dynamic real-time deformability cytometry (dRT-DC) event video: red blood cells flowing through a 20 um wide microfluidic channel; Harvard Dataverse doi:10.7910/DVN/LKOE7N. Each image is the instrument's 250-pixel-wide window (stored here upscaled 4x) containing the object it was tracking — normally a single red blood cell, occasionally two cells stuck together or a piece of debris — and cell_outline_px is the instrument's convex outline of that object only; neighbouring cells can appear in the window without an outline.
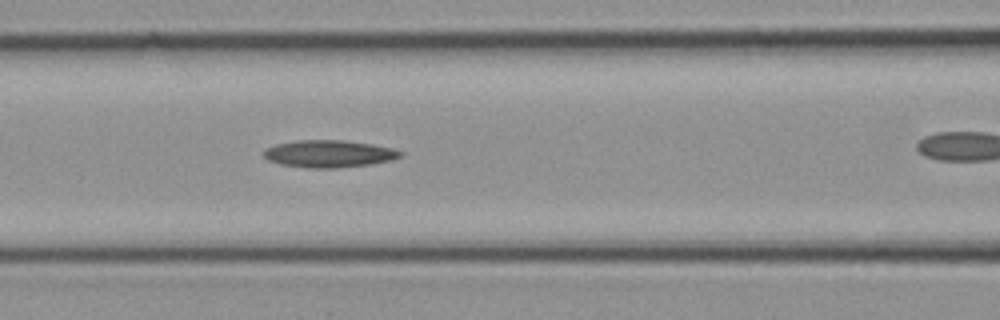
{"species": "common noctule bat (a hibernating species)", "species_latin": "Nyctalus noctula", "temperature_condition": "cold", "stored_images_in_passage": 8, "segment_of_instrument_passage": [1, 2], "camera_frame_rate_fps": 3000, "um_per_image_px": 0.085, "animal": {"sex": "female", "body_mass_g": 21.9}, "frame": {"image": 1, "passage_image": 7, "time_ms": 2.0, "image_size_px": [1000, 320], "cell_outline_px": [[404, 156], [392, 160], [372, 164], [336, 168], [308, 168], [280, 164], [268, 160], [260, 152], [264, 148], [276, 144], [296, 140], [344, 140], [372, 144], [392, 148], [404, 152]], "centroid_in_image_um": [27.96, 13.07], "position_along_channel_um": 138.6, "area_um2": 22.02}}